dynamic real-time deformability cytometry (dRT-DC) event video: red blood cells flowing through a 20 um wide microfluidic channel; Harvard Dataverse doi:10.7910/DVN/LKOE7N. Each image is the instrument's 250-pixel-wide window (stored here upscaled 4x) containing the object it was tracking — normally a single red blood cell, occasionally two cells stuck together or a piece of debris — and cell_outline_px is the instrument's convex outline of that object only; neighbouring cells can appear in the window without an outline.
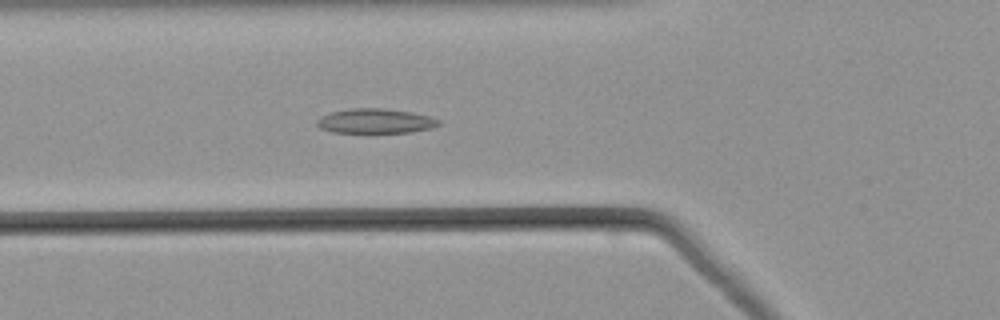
{"species": "common noctule bat (a hibernating species)", "species_latin": "Nyctalus noctula", "temperature_condition": "warm", "stored_images_in_passage": 53, "camera_frame_rate_fps": 3000, "um_per_image_px": 0.085, "animal": {"sex": "male", "body_mass_g": 21.5, "forearm_length_mm": 52.0}, "frame": {"image": 1, "passage_image": 20, "time_ms": 6.333, "image_size_px": [1000, 320], "cell_outline_px": [[440, 124], [432, 128], [412, 132], [332, 132], [320, 128], [316, 124], [316, 120], [320, 116], [332, 112], [348, 108], [384, 108], [412, 112], [428, 116], [440, 120]], "centroid_in_image_um": [31.89, 10.28], "position_along_channel_um": 93.9, "area_um2": 17.51}}
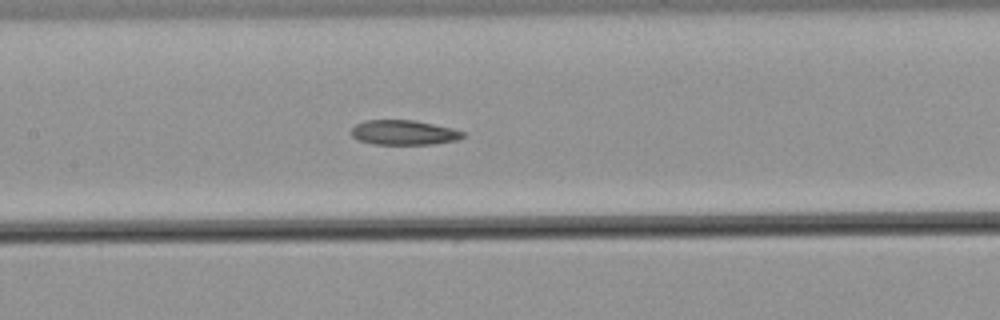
{"frame": {"image": 2, "passage_image": 26, "time_ms": 8.333, "image_size_px": [1000, 320], "cell_outline_px": [[464, 136], [456, 140], [432, 144], [376, 144], [356, 140], [352, 136], [352, 128], [356, 124], [364, 120], [416, 120], [452, 128], [464, 132]], "centroid_in_image_um": [34.3, 11.26], "position_along_channel_um": 173.1, "area_um2": 16.07}}
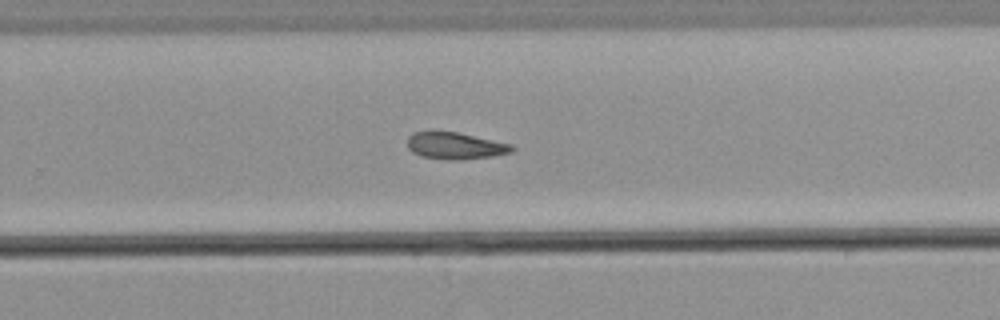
{"frame": {"image": 3, "passage_image": 35, "time_ms": 11.333, "image_size_px": [1000, 320], "cell_outline_px": [[516, 148], [512, 152], [492, 156], [460, 160], [456, 160], [424, 156], [412, 152], [408, 148], [408, 136], [412, 132], [456, 132], [512, 144]], "centroid_in_image_um": [38.73, 12.39], "position_along_channel_um": 291.1, "area_um2": 16.07}}